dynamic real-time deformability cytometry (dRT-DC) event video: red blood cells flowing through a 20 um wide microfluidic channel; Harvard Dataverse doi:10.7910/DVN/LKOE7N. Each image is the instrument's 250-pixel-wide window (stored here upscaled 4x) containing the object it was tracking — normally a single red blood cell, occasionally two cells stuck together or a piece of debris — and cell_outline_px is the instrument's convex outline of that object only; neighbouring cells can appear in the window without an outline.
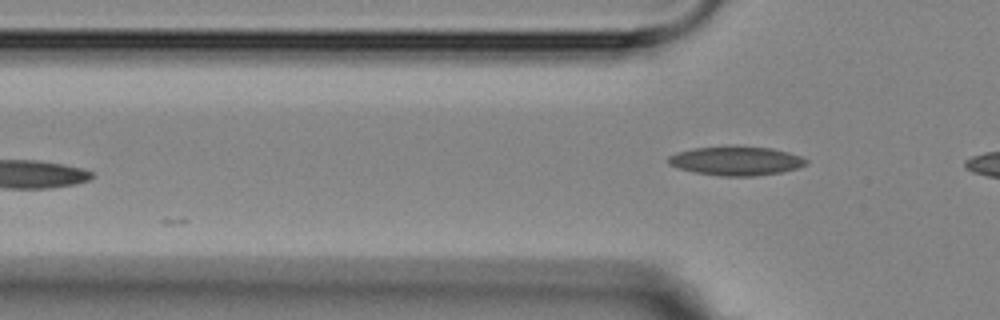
{"species": "Egyptian fruit bat (a non-hibernating species)", "species_latin": "Rousettus aegyptiacus", "temperature_condition": "room temperature", "stored_images_in_passage": 3, "camera_frame_rate_fps": 3000, "um_per_image_px": 0.085, "animal": {"sex": "female"}, "frame": {"image": 1, "passage_image": 3, "time_ms": 3.0, "image_size_px": [1000, 320], "cell_outline_px": [[808, 164], [796, 168], [780, 172], [752, 176], [720, 176], [696, 172], [680, 168], [668, 164], [668, 156], [676, 152], [692, 148], [732, 144], [736, 144], [772, 148], [788, 152], [800, 156], [808, 160]], "centroid_in_image_um": [62.55, 13.63], "position_along_channel_um": 63.2, "area_um2": 23.76}}